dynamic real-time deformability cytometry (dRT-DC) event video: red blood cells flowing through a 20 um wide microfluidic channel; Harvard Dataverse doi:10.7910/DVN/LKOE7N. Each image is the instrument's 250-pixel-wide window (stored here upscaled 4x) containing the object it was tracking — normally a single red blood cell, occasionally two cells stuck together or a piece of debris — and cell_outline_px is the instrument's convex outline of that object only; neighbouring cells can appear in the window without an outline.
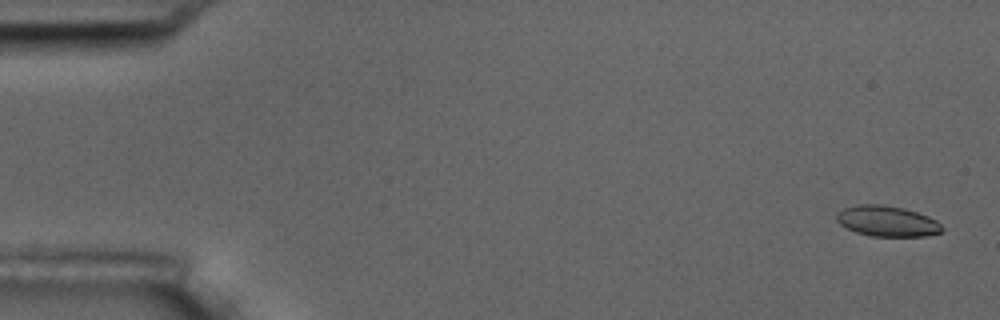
{"species": "common noctule bat (a hibernating species)", "species_latin": "Nyctalus noctula", "temperature_condition": "room temperature", "stored_images_in_passage": 3, "camera_frame_rate_fps": 3000, "um_per_image_px": 0.085, "animal": {"sex": "male", "body_mass_g": 17.5, "forearm_length_mm": 52.3}, "frame": {"image": 1, "passage_image": 3, "time_ms": 3.0, "image_size_px": [1000, 320], "cell_outline_px": [[944, 232], [924, 236], [872, 236], [856, 232], [840, 224], [836, 220], [836, 212], [844, 208], [856, 204], [880, 204], [904, 208], [928, 216], [936, 220], [944, 228]], "centroid_in_image_um": [75.41, 18.79], "position_along_channel_um": 9.6, "area_um2": 18.9}}